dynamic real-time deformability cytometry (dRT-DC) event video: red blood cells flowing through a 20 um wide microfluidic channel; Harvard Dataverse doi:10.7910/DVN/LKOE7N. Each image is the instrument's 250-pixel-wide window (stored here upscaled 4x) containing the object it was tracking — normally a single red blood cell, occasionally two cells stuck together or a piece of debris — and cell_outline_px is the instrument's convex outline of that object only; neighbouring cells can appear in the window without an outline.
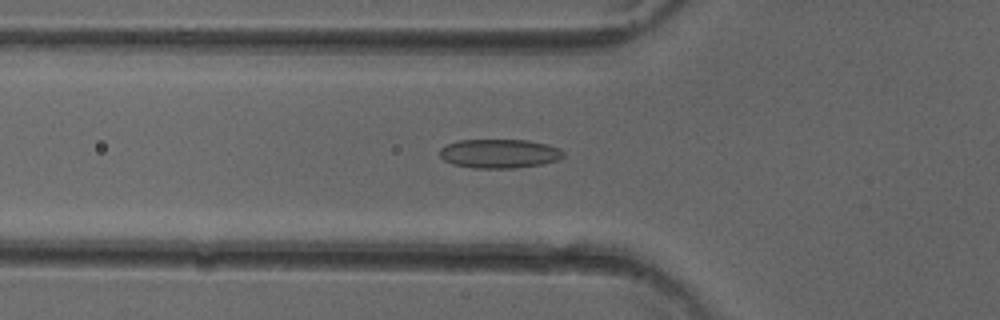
{"species": "common noctule bat (a hibernating species)", "species_latin": "Nyctalus noctula", "temperature_condition": "cold", "stored_images_in_passage": 51, "camera_frame_rate_fps": 3000, "um_per_image_px": 0.085, "animal": {"sex": "female"}, "frame": {"image": 1, "passage_image": 18, "time_ms": 5.667, "image_size_px": [1000, 320], "cell_outline_px": [[564, 156], [556, 160], [540, 164], [516, 168], [472, 168], [452, 164], [444, 160], [440, 156], [440, 148], [448, 144], [460, 140], [528, 140], [548, 144], [560, 148], [564, 152]], "centroid_in_image_um": [42.45, 13.05], "position_along_channel_um": 83.4, "area_um2": 20.92}}
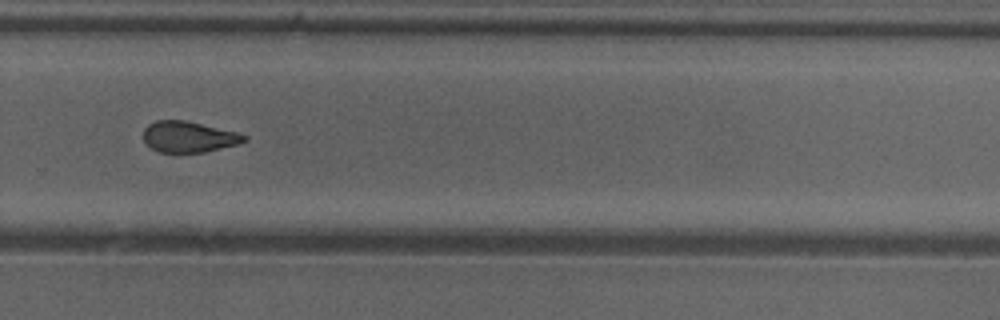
{"frame": {"image": 2, "passage_image": 35, "time_ms": 11.333, "image_size_px": [1000, 320], "cell_outline_px": [[248, 140], [236, 144], [204, 152], [160, 152], [152, 148], [144, 140], [144, 128], [148, 124], [156, 120], [184, 120], [236, 132], [248, 136]], "centroid_in_image_um": [16.03, 11.62], "position_along_channel_um": 313.8, "area_um2": 17.92}}
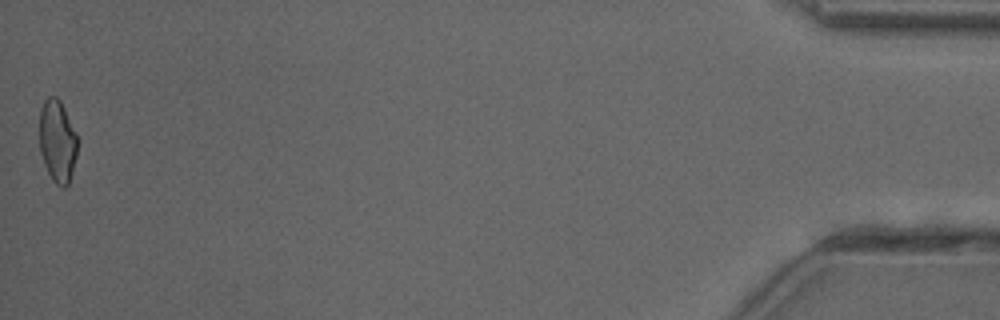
{"frame": {"image": 3, "passage_image": 51, "time_ms": 16.667, "image_size_px": [1000, 320], "cell_outline_px": [[76, 156], [72, 172], [68, 184], [64, 188], [60, 188], [52, 180], [44, 164], [40, 152], [40, 108], [44, 100], [48, 96], [56, 96], [60, 100], [76, 132]], "centroid_in_image_um": [4.86, 12.0], "position_along_channel_um": 430.3, "area_um2": 18.21}, "authors_computed_cell_mechanics": {"area_um2": 19.363, "velocity_mm_per_s": 4.059, "shape_relaxation_time_tau1_ms": 8.3367, "shape_relaxation_time_tau2_ms": 2.3895, "deformation_change_tau1": 0.1603, "deformation_change_tau2": 0.0844}}